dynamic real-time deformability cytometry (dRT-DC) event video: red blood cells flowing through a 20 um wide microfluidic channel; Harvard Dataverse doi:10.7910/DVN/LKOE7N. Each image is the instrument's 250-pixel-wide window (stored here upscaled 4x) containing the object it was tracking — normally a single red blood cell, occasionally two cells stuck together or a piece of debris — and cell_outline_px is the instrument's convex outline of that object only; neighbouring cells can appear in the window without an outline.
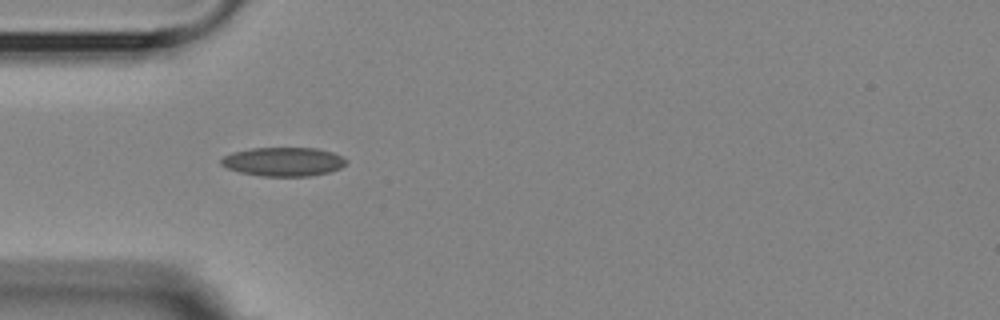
{"species": "Egyptian fruit bat (a non-hibernating species)", "species_latin": "Rousettus aegyptiacus", "temperature_condition": "room temperature", "stored_images_in_passage": 1, "camera_frame_rate_fps": 3000, "um_per_image_px": 0.085, "animal": {"sex": "female"}, "frame": {"image": 1, "passage_image": 1, "time_ms": 0.0, "image_size_px": [1000, 320], "cell_outline_px": [[348, 160], [340, 168], [328, 172], [308, 176], [260, 176], [240, 172], [228, 168], [220, 164], [220, 160], [224, 156], [232, 152], [252, 148], [316, 148], [332, 152]], "centroid_in_image_um": [24.06, 13.74], "position_along_channel_um": 60.9, "area_um2": 20.92}}